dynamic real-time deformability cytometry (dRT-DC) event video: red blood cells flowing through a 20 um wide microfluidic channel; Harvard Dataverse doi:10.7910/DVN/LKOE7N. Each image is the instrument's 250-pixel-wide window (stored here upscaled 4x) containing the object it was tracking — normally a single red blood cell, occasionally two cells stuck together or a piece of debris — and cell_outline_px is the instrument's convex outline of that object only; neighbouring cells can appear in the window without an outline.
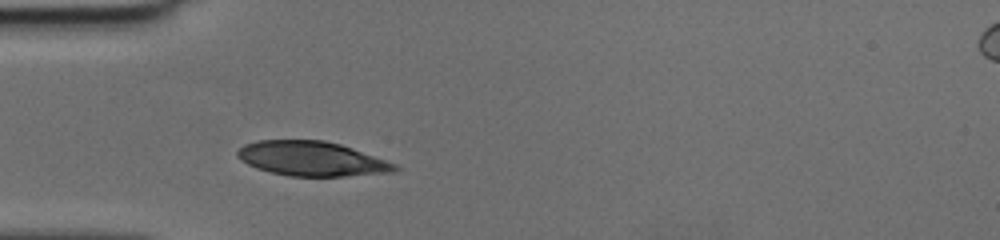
{"species": "human", "species_latin": "Homo sapiens", "temperature_condition": "cold", "stored_images_in_passage": 25, "camera_frame_rate_fps": 3000, "um_per_image_px": 0.085, "donor": {"sex": "female"}, "frame": {"image": 1, "passage_image": 1, "time_ms": 0.0, "image_size_px": [1000, 240], "cell_outline_px": [[400, 172], [344, 176], [288, 176], [256, 168], [240, 160], [236, 156], [236, 152], [244, 144], [256, 140], [324, 140], [340, 144], [352, 148], [396, 164], [400, 168]], "centroid_in_image_um": [26.5, 13.49], "position_along_channel_um": 58.5, "area_um2": 31.79}}
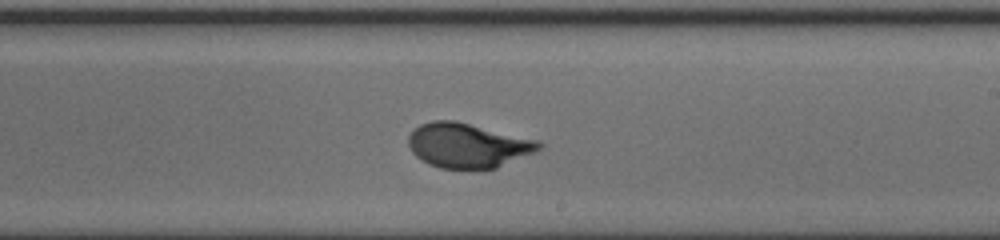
{"frame": {"image": 2, "passage_image": 15, "time_ms": 4.667, "image_size_px": [1000, 240], "cell_outline_px": [[544, 144], [536, 152], [496, 168], [476, 172], [468, 172], [440, 168], [428, 164], [420, 160], [412, 152], [408, 144], [408, 136], [420, 124], [432, 120], [456, 120], [540, 140]], "centroid_in_image_um": [39.78, 12.4], "position_along_channel_um": 249.2, "area_um2": 35.08}}
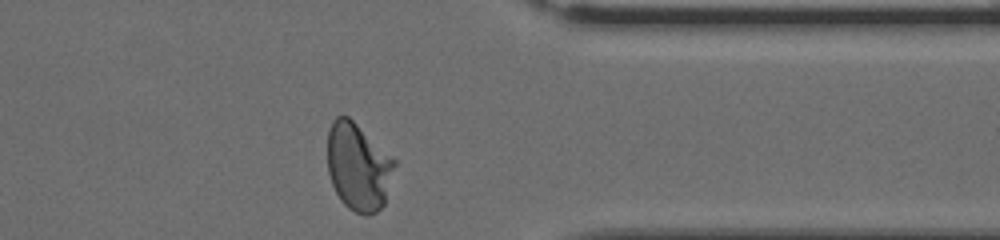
{"frame": {"image": 3, "passage_image": 25, "time_ms": 8.0, "image_size_px": [1000, 240], "cell_outline_px": [[396, 164], [384, 204], [376, 212], [368, 216], [364, 216], [348, 208], [340, 200], [332, 184], [328, 172], [328, 128], [332, 120], [336, 116], [348, 116], [396, 160]], "centroid_in_image_um": [30.45, 14.18], "position_along_channel_um": 381.0, "area_um2": 34.22}}